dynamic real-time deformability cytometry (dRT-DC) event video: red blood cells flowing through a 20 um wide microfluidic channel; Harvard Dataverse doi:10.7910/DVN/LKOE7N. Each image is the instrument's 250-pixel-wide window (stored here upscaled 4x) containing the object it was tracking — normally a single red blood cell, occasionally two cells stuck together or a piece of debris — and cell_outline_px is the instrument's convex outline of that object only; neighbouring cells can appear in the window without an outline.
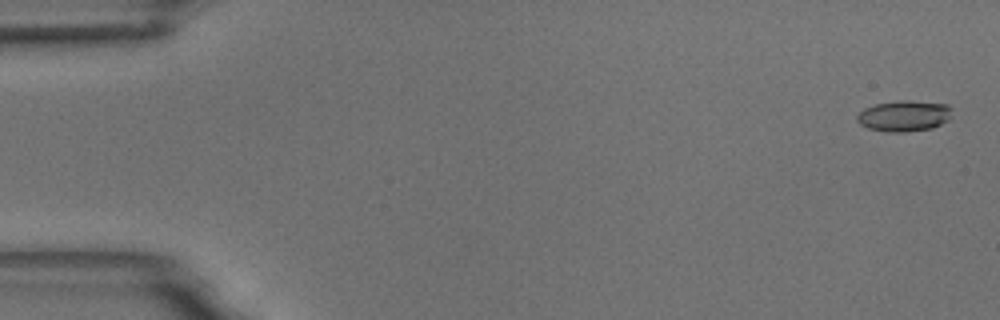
{"species": "common noctule bat (a hibernating species)", "species_latin": "Nyctalus noctula", "temperature_condition": "room temperature", "stored_images_in_passage": 59, "camera_frame_rate_fps": 3000, "um_per_image_px": 0.085, "animal": {"sex": "male", "body_mass_g": 18.8}, "frame": {"image": 1, "passage_image": 2, "time_ms": 0.333, "image_size_px": [1000, 320], "cell_outline_px": [[952, 108], [948, 120], [932, 128], [904, 132], [888, 132], [868, 128], [860, 124], [856, 120], [856, 116], [864, 108], [876, 104], [900, 100], [908, 100], [948, 104]], "centroid_in_image_um": [76.84, 9.85], "position_along_channel_um": 8.2, "area_um2": 17.11}}
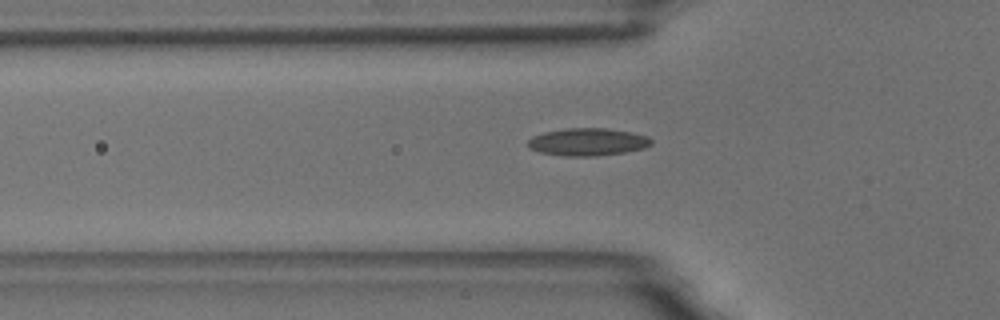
{"frame": {"image": 2, "passage_image": 20, "time_ms": 6.333, "image_size_px": [1000, 320], "cell_outline_px": [[652, 144], [644, 148], [624, 152], [592, 156], [568, 156], [540, 152], [528, 148], [528, 140], [532, 136], [544, 132], [564, 128], [608, 128], [632, 132], [648, 136], [652, 140]], "centroid_in_image_um": [49.95, 12.05], "position_along_channel_um": 75.8, "area_um2": 19.83}}
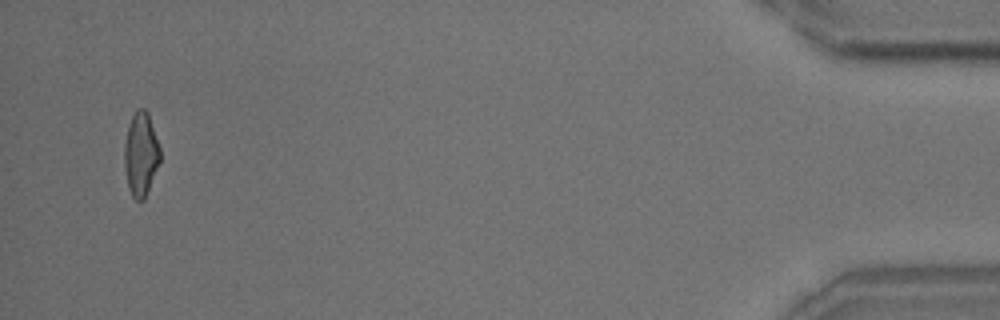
{"frame": {"image": 3, "passage_image": 57, "time_ms": 18.667, "image_size_px": [1000, 320], "cell_outline_px": [[160, 160], [144, 200], [136, 200], [132, 196], [128, 188], [124, 164], [124, 144], [128, 124], [136, 108], [144, 108], [148, 112], [160, 148]], "centroid_in_image_um": [11.96, 13.08], "position_along_channel_um": 423.2, "area_um2": 17.46}, "authors_computed_cell_mechanics": {"area_um2": 17.5712, "velocity_mm_per_s": 3.4713, "shape_relaxation_time_tau1_ms": 11.1443, "shape_relaxation_time_tau2_ms": 2.2305, "deformation_change_tau1": 0.2422, "deformation_change_tau2": 0.0955}}